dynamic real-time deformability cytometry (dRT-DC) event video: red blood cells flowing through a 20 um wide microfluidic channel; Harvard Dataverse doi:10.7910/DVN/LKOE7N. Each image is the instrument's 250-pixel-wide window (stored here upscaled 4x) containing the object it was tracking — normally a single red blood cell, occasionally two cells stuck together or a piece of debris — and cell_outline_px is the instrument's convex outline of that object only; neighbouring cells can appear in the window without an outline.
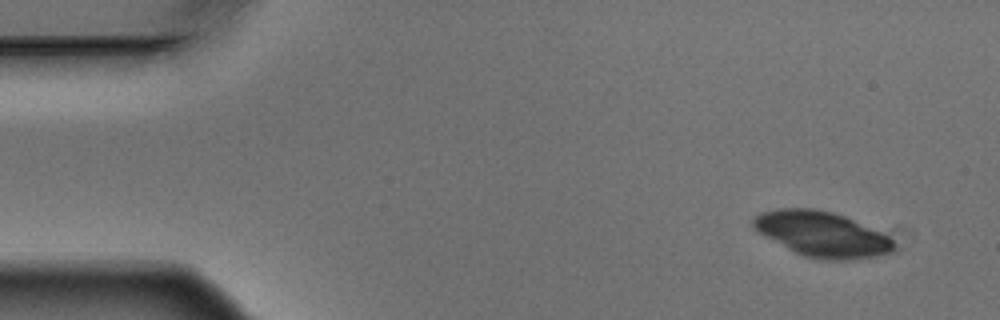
{"species": "Egyptian fruit bat (a non-hibernating species)", "species_latin": "Rousettus aegyptiacus", "temperature_condition": "warm", "stored_images_in_passage": 2, "camera_frame_rate_fps": 3000, "um_per_image_px": 0.085, "animal": {"sex": "male"}, "frame": {"image": 1, "passage_image": 1, "time_ms": 0.0, "image_size_px": [1000, 320], "cell_outline_px": [[896, 244], [892, 252], [876, 256], [852, 260], [820, 260], [804, 256], [764, 236], [752, 228], [752, 220], [760, 212], [776, 208], [812, 208], [832, 212], [844, 216], [880, 232], [888, 236]], "centroid_in_image_um": [69.84, 19.91], "position_along_channel_um": 15.2, "area_um2": 36.99}}